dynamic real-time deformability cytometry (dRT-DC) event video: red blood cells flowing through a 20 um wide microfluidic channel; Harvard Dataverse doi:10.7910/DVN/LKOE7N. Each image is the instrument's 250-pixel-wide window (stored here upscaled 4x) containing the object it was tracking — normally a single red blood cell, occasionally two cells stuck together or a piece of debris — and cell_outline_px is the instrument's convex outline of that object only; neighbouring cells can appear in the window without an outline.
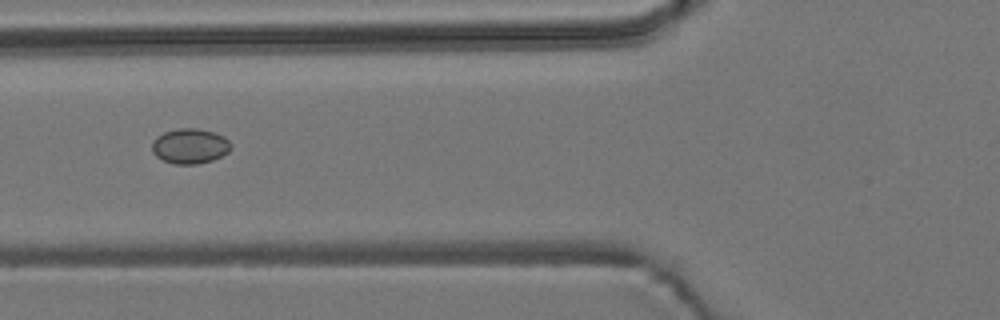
{"species": "common noctule bat (a hibernating species)", "species_latin": "Nyctalus noctula", "temperature_condition": "room temperature", "stored_images_in_passage": 8, "camera_frame_rate_fps": 3000, "um_per_image_px": 0.085, "animal": {"sex": "male", "body_mass_g": 19.2, "forearm_length_mm": 51.8}, "frame": {"image": 1, "passage_image": 7, "time_ms": 2.0, "image_size_px": [1000, 320], "cell_outline_px": [[232, 148], [228, 152], [212, 160], [196, 164], [176, 164], [164, 160], [156, 156], [152, 152], [152, 140], [156, 136], [164, 132], [180, 128], [196, 128], [212, 132], [224, 136], [232, 144]], "centroid_in_image_um": [16.14, 12.41], "position_along_channel_um": 109.7, "area_um2": 16.13}}
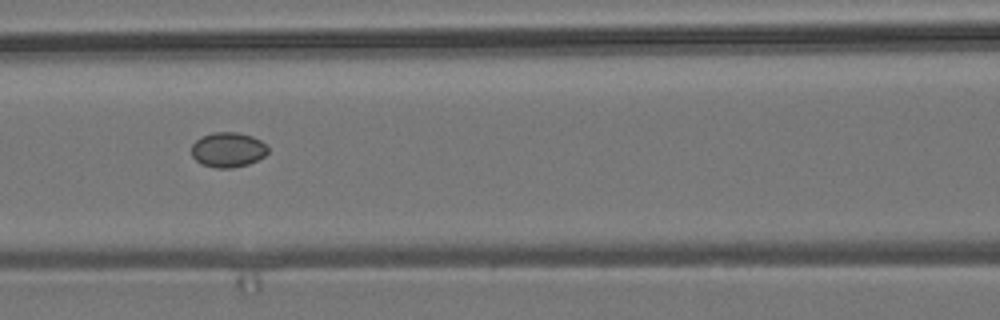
{"frame": {"image": 2, "passage_image": 8, "time_ms": 2.333, "image_size_px": [1000, 320], "cell_outline_px": [[268, 152], [264, 156], [248, 164], [232, 168], [216, 168], [204, 164], [196, 160], [192, 156], [192, 144], [200, 136], [212, 132], [236, 132], [252, 136], [260, 140], [268, 148]], "centroid_in_image_um": [19.36, 12.72], "position_along_channel_um": 147.2, "area_um2": 15.49}}